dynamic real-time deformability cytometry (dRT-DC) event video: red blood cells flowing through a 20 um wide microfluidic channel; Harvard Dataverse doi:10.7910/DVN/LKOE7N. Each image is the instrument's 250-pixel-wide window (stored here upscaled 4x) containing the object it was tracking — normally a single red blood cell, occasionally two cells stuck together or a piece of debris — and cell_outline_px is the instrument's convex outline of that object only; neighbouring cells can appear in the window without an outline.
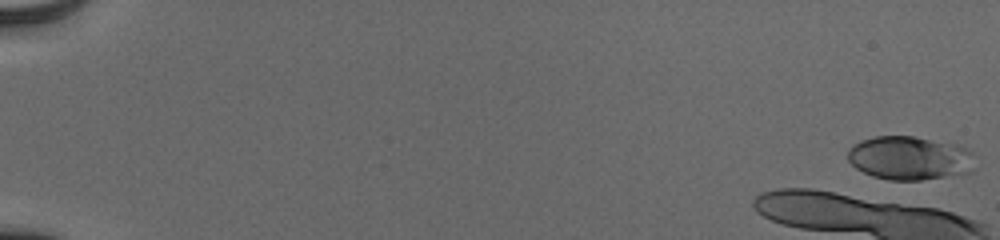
{"species": "human", "species_latin": "Homo sapiens", "temperature_condition": "cold", "stored_images_in_passage": 5, "camera_frame_rate_fps": 3000, "um_per_image_px": 0.085, "donor": {"sex": "male"}, "frame": {"image": 1, "passage_image": 1, "time_ms": 0.0, "image_size_px": [1000, 240], "cell_outline_px": [[976, 168], [972, 172], [920, 180], [888, 180], [872, 176], [856, 168], [848, 160], [848, 148], [852, 144], [860, 140], [876, 136], [912, 136], [956, 144], [972, 152]], "centroid_in_image_um": [77.32, 13.43], "position_along_channel_um": 7.7, "area_um2": 32.6}}